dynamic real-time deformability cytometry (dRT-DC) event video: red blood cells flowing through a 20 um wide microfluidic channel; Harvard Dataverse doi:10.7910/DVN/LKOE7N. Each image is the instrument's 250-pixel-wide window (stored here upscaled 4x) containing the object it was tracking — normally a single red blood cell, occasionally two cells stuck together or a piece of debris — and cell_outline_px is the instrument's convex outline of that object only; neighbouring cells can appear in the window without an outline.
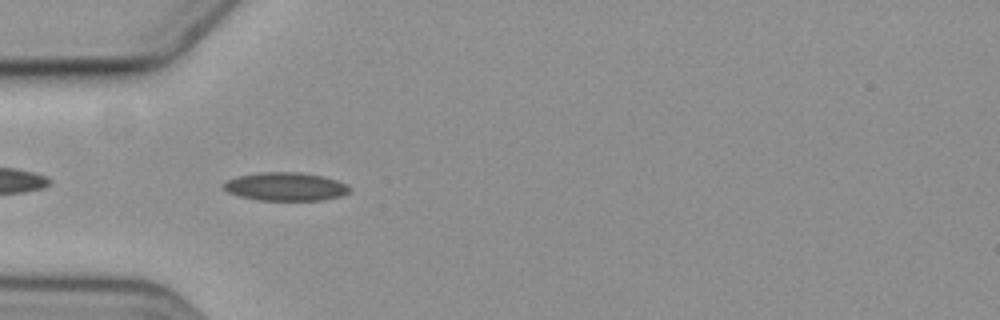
{"species": "common noctule bat (a hibernating species)", "species_latin": "Nyctalus noctula", "temperature_condition": "cold", "stored_images_in_passage": 8, "camera_frame_rate_fps": 3000, "um_per_image_px": 0.085, "animal": {"sex": "female", "body_mass_g": 19.3, "forearm_length_mm": 54.1}, "frame": {"image": 1, "passage_image": 4, "time_ms": 3.333, "image_size_px": [1000, 320], "cell_outline_px": [[352, 188], [348, 192], [340, 196], [324, 200], [256, 200], [240, 196], [228, 192], [224, 188], [224, 184], [228, 180], [240, 176], [260, 172], [300, 172], [324, 176], [336, 180]], "centroid_in_image_um": [24.3, 15.86], "position_along_channel_um": 60.7, "area_um2": 20.63}}
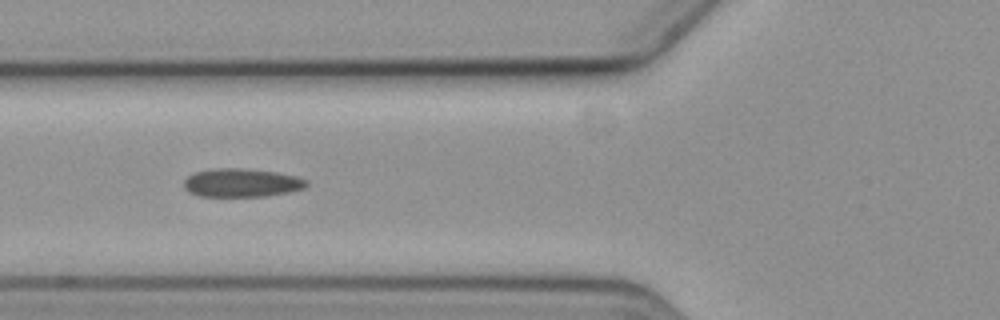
{"frame": {"image": 2, "passage_image": 5, "time_ms": 4.667, "image_size_px": [1000, 320], "cell_outline_px": [[308, 184], [304, 188], [288, 192], [268, 196], [200, 196], [188, 192], [184, 188], [184, 180], [188, 176], [196, 172], [212, 168], [240, 168], [276, 172], [296, 176], [308, 180]], "centroid_in_image_um": [20.53, 15.53], "position_along_channel_um": 105.3, "area_um2": 20.35}}
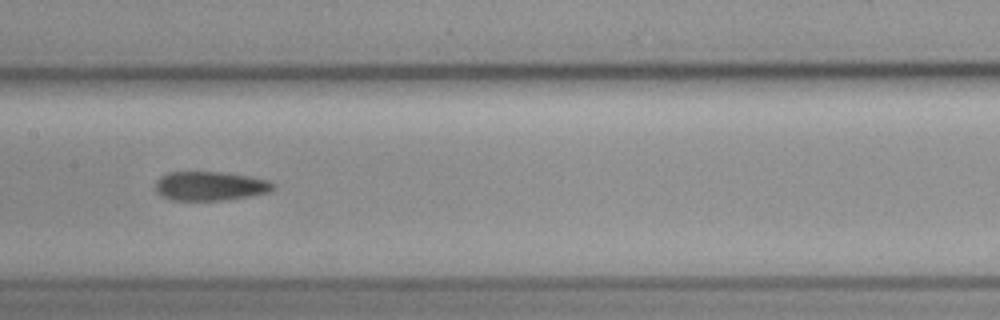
{"frame": {"image": 3, "passage_image": 7, "time_ms": 7.0, "image_size_px": [1000, 320], "cell_outline_px": [[272, 188], [268, 192], [252, 196], [224, 200], [172, 200], [160, 196], [156, 192], [156, 180], [160, 176], [168, 172], [220, 172], [248, 176], [268, 180], [272, 184]], "centroid_in_image_um": [17.8, 15.81], "position_along_channel_um": 189.6, "area_um2": 19.88}}